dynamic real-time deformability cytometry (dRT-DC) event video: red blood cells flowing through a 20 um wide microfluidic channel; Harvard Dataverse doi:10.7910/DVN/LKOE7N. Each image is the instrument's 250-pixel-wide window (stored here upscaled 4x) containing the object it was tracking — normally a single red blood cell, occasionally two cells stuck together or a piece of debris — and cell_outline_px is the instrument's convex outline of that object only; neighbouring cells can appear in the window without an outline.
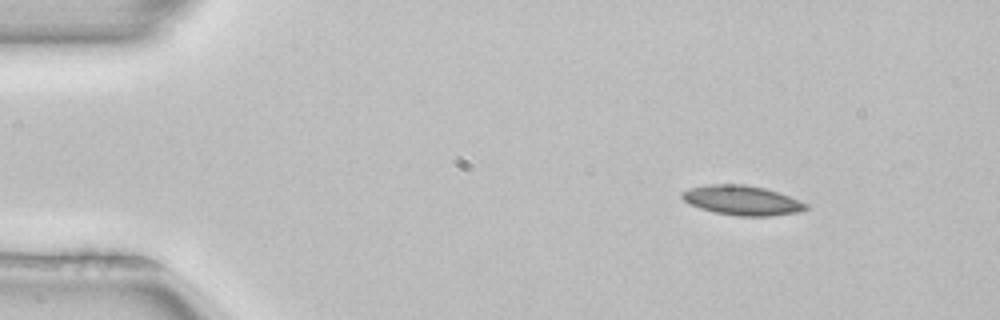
{"species": "common noctule bat (a hibernating species)", "species_latin": "Nyctalus noctula", "temperature_condition": "room temperature", "stored_images_in_passage": 4, "camera_frame_rate_fps": 3000, "um_per_image_px": 0.085, "animal": {"sex": "female", "body_mass_g": 22.7, "forearm_length_mm": 54.2}, "frame": {"image": 1, "passage_image": 1, "time_ms": 0.0, "image_size_px": [1000, 320], "cell_outline_px": [[808, 208], [800, 212], [768, 216], [736, 216], [712, 212], [688, 204], [680, 196], [680, 192], [688, 188], [712, 184], [744, 184], [764, 188], [800, 200], [808, 204]], "centroid_in_image_um": [63.04, 17.03], "position_along_channel_um": 22.0, "area_um2": 21.5}}
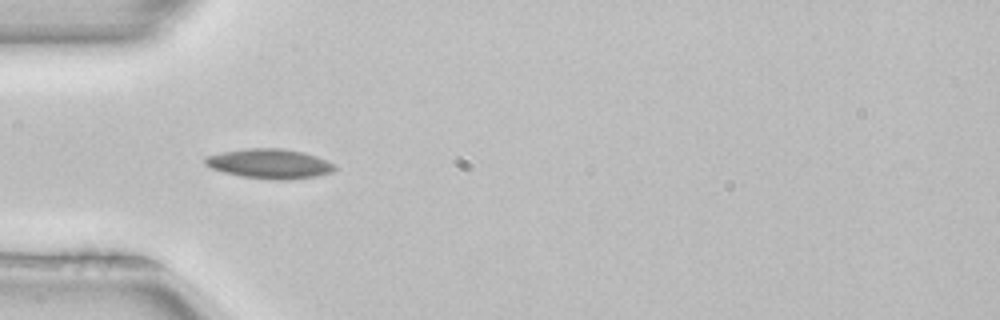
{"frame": {"image": 2, "passage_image": 3, "time_ms": 0.667, "image_size_px": [1000, 320], "cell_outline_px": [[336, 168], [332, 172], [316, 176], [288, 180], [276, 180], [240, 176], [224, 172], [212, 168], [204, 164], [204, 160], [208, 156], [224, 152], [244, 148], [280, 148], [304, 152], [316, 156], [336, 164]], "centroid_in_image_um": [22.95, 13.92], "position_along_channel_um": 62.1, "area_um2": 22.37}}